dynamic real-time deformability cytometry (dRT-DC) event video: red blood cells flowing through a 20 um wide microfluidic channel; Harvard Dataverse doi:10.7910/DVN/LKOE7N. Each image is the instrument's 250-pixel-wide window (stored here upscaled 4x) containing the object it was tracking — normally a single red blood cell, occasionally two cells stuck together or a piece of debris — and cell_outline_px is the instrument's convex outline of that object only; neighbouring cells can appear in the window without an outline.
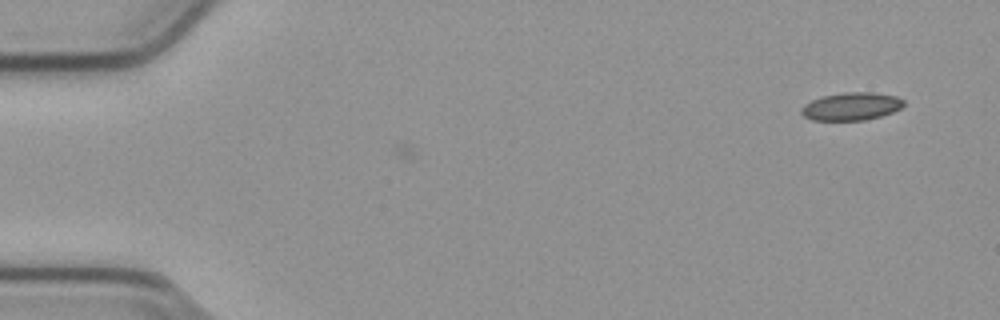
{"species": "common noctule bat (a hibernating species)", "species_latin": "Nyctalus noctula", "temperature_condition": "cold", "stored_images_in_passage": 8, "camera_frame_rate_fps": 3000, "um_per_image_px": 0.085, "animal": {"sex": "male", "body_mass_g": 23.1, "forearm_length_mm": 52.7}, "frame": {"image": 1, "passage_image": 8, "time_ms": 2.333, "image_size_px": [1000, 320], "cell_outline_px": [[904, 104], [900, 108], [892, 112], [880, 116], [864, 120], [812, 120], [804, 116], [800, 112], [800, 108], [804, 104], [812, 100], [824, 96], [844, 92], [872, 92], [896, 96], [904, 100]], "centroid_in_image_um": [72.35, 9.04], "position_along_channel_um": 12.7, "area_um2": 16.53}}